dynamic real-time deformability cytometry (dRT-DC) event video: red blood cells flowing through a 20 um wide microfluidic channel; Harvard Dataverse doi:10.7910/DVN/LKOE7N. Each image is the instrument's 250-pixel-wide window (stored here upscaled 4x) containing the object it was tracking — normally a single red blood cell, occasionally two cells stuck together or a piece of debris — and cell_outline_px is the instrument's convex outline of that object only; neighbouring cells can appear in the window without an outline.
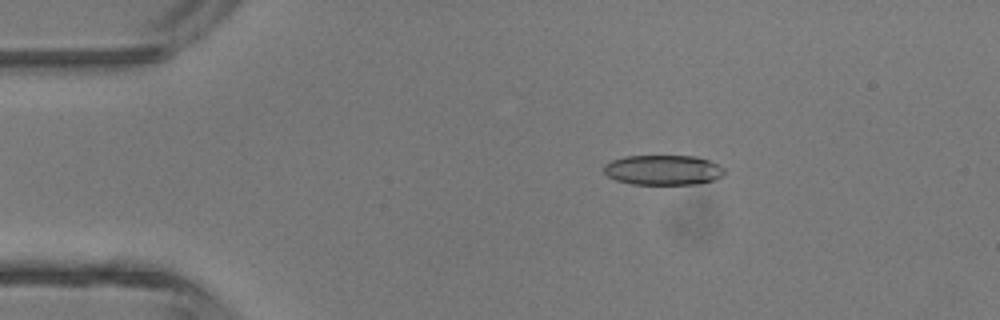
{"species": "common noctule bat (a hibernating species)", "species_latin": "Nyctalus noctula", "temperature_condition": "room temperature", "stored_images_in_passage": 4, "camera_frame_rate_fps": 3000, "um_per_image_px": 0.085, "animal": {"sex": "male", "body_mass_g": 13.3}, "frame": {"image": 1, "passage_image": 2, "time_ms": 1.333, "image_size_px": [1000, 320], "cell_outline_px": [[724, 176], [716, 180], [700, 184], [632, 184], [616, 180], [608, 176], [604, 172], [604, 164], [612, 160], [624, 156], [696, 156], [708, 160], [724, 168]], "centroid_in_image_um": [56.38, 14.45], "position_along_channel_um": 28.6, "area_um2": 21.21}}
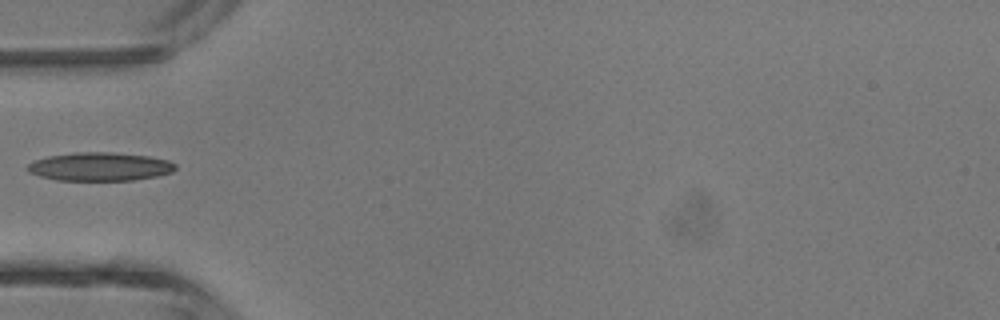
{"frame": {"image": 2, "passage_image": 4, "time_ms": 3.667, "image_size_px": [1000, 320], "cell_outline_px": [[176, 168], [172, 172], [156, 176], [132, 180], [56, 180], [40, 176], [28, 172], [28, 164], [36, 160], [48, 156], [76, 152], [112, 152], [148, 156], [168, 160], [176, 164]], "centroid_in_image_um": [8.5, 14.16], "position_along_channel_um": 76.5, "area_um2": 24.39}}